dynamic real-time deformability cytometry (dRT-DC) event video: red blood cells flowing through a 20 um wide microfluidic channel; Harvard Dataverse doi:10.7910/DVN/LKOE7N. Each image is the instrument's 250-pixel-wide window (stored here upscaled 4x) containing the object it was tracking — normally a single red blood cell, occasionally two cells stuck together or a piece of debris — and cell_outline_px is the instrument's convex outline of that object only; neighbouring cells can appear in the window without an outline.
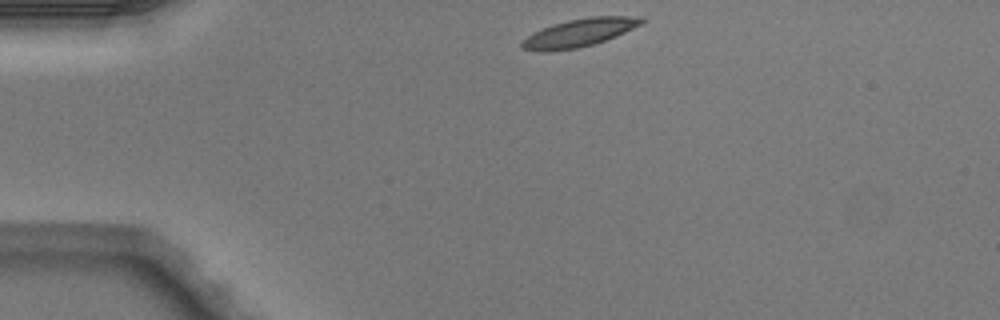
{"species": "Egyptian fruit bat (a non-hibernating species)", "species_latin": "Rousettus aegyptiacus", "temperature_condition": "warm", "stored_images_in_passage": 3, "camera_frame_rate_fps": 3000, "um_per_image_px": 0.085, "animal": {"sex": "male"}, "frame": {"image": 1, "passage_image": 1, "time_ms": 0.0, "image_size_px": [1000, 320], "cell_outline_px": [[644, 20], [640, 24], [616, 36], [592, 44], [576, 48], [548, 52], [540, 52], [520, 48], [520, 44], [532, 32], [552, 24], [568, 20], [588, 16], [644, 16]], "centroid_in_image_um": [49.2, 2.78], "position_along_channel_um": 35.8, "area_um2": 19.48}}
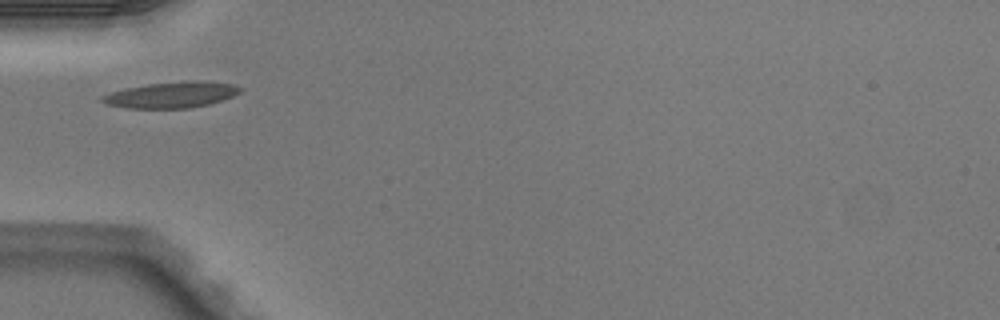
{"frame": {"image": 2, "passage_image": 2, "time_ms": 0.333, "image_size_px": [1000, 320], "cell_outline_px": [[244, 88], [240, 92], [232, 96], [208, 104], [188, 108], [128, 108], [108, 104], [100, 100], [100, 96], [124, 88], [148, 84], [196, 80], [232, 84]], "centroid_in_image_um": [14.56, 8.06], "position_along_channel_um": 70.4, "area_um2": 20.63}}
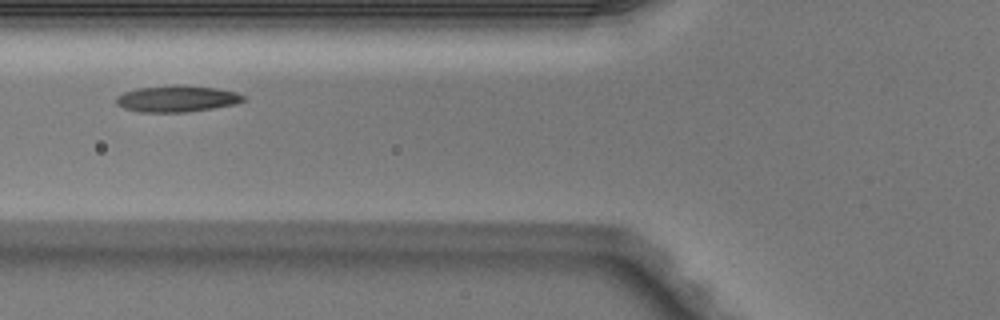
{"frame": {"image": 3, "passage_image": 3, "time_ms": 0.667, "image_size_px": [1000, 320], "cell_outline_px": [[244, 100], [236, 104], [212, 108], [184, 112], [140, 112], [124, 108], [116, 104], [116, 96], [124, 92], [136, 88], [172, 84], [180, 84], [216, 88], [236, 92], [244, 96]], "centroid_in_image_um": [15.0, 8.37], "position_along_channel_um": 110.8, "area_um2": 19.71}}